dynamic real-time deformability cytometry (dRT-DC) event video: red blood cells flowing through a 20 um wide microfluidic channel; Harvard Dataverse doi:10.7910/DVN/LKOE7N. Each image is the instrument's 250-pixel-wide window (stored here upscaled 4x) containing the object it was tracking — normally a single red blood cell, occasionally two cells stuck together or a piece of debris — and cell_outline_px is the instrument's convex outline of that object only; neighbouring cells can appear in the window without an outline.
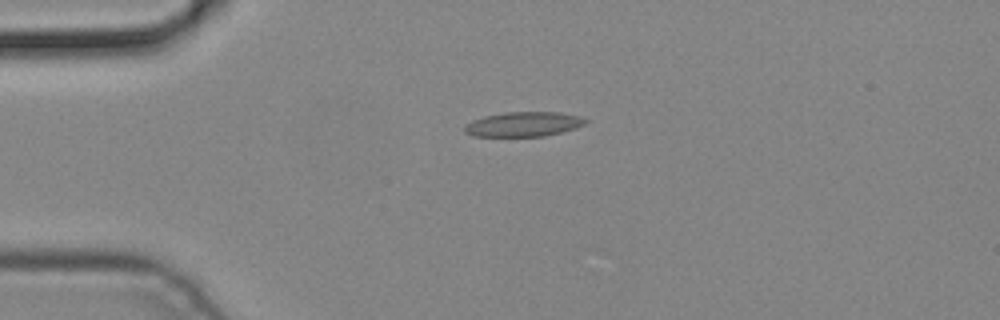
{"species": "common noctule bat (a hibernating species)", "species_latin": "Nyctalus noctula", "temperature_condition": "cold", "stored_images_in_passage": 3, "camera_frame_rate_fps": 3000, "um_per_image_px": 0.085, "animal": {"sex": "male", "body_mass_g": 19.2, "forearm_length_mm": 51.8}, "frame": {"image": 1, "passage_image": 1, "time_ms": 0.0, "image_size_px": [1000, 320], "cell_outline_px": [[588, 120], [584, 124], [576, 128], [544, 136], [472, 136], [464, 132], [464, 124], [472, 120], [484, 116], [504, 112], [560, 112], [580, 116]], "centroid_in_image_um": [44.47, 10.55], "position_along_channel_um": 40.5, "area_um2": 17.46}}
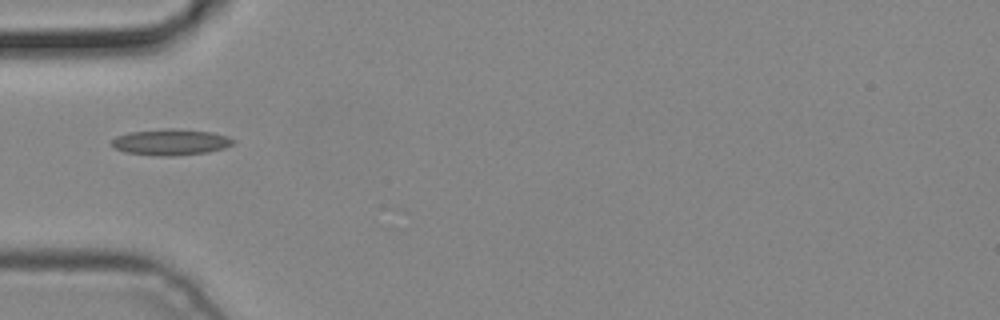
{"frame": {"image": 2, "passage_image": 2, "time_ms": 0.333, "image_size_px": [1000, 320], "cell_outline_px": [[236, 140], [232, 144], [224, 148], [208, 152], [172, 156], [160, 156], [124, 152], [112, 148], [112, 140], [116, 136], [128, 132], [164, 128], [172, 128], [212, 132], [228, 136]], "centroid_in_image_um": [14.49, 12.07], "position_along_channel_um": 70.5, "area_um2": 18.67}}
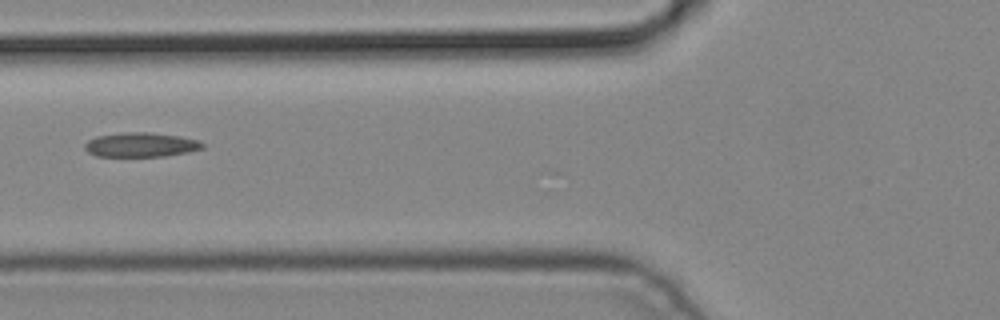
{"frame": {"image": 3, "passage_image": 3, "time_ms": 0.667, "image_size_px": [1000, 320], "cell_outline_px": [[204, 148], [188, 152], [164, 156], [96, 156], [88, 152], [84, 148], [84, 144], [88, 140], [96, 136], [124, 132], [148, 132], [180, 136], [196, 140], [204, 144]], "centroid_in_image_um": [11.95, 12.3], "position_along_channel_um": 113.9, "area_um2": 16.7}}